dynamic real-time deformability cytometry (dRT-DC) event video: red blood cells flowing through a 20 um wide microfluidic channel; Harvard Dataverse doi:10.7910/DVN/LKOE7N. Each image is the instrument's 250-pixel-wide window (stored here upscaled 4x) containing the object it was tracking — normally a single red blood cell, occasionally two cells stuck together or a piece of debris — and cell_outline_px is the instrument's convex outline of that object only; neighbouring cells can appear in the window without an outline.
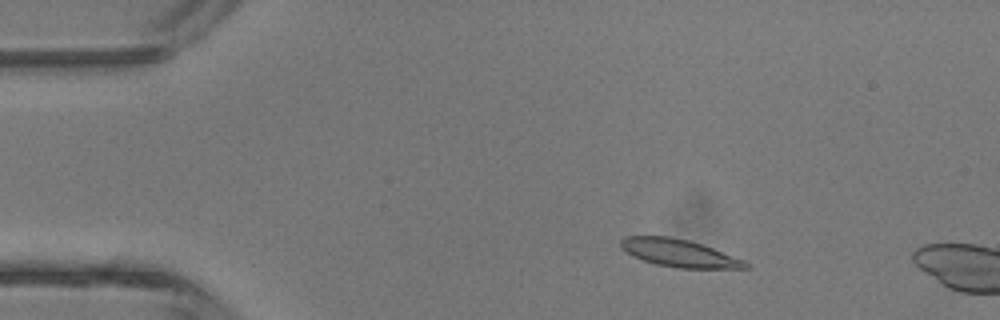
{"species": "common noctule bat (a hibernating species)", "species_latin": "Nyctalus noctula", "temperature_condition": "room temperature", "stored_images_in_passage": 2, "camera_frame_rate_fps": 3000, "um_per_image_px": 0.085, "animal": {"sex": "male", "body_mass_g": 13.3}, "frame": {"image": 1, "passage_image": 1, "time_ms": 0.0, "image_size_px": [1000, 320], "cell_outline_px": [[752, 268], [676, 268], [656, 264], [632, 256], [620, 248], [620, 240], [624, 236], [668, 236], [688, 240], [712, 248], [744, 260], [752, 264]], "centroid_in_image_um": [57.71, 21.51], "position_along_channel_um": 27.3, "area_um2": 20.06}}